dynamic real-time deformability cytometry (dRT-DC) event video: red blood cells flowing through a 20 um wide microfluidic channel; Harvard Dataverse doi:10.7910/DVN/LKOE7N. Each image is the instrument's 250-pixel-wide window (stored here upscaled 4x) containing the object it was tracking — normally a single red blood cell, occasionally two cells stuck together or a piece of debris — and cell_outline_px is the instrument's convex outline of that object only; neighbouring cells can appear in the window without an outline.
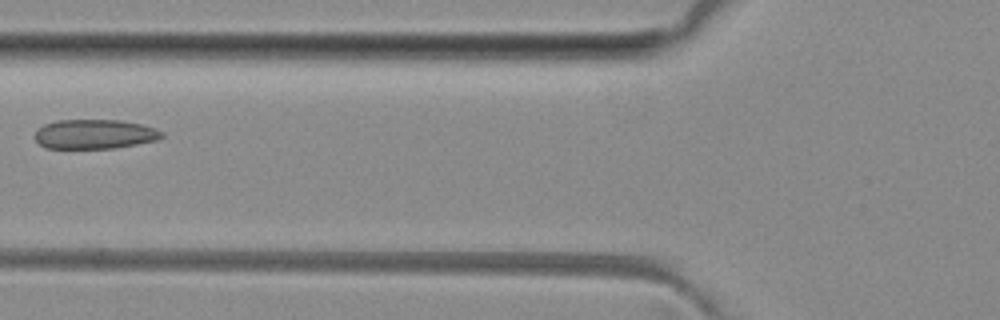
{"species": "common noctule bat (a hibernating species)", "species_latin": "Nyctalus noctula", "temperature_condition": "room temperature", "stored_images_in_passage": 2, "camera_frame_rate_fps": 3000, "um_per_image_px": 0.085, "animal": {"sex": "female", "body_mass_g": 29.2, "forearm_length_mm": 56.3}, "frame": {"image": 1, "passage_image": 2, "time_ms": 1.0, "image_size_px": [1000, 320], "cell_outline_px": [[164, 136], [156, 140], [116, 148], [44, 148], [32, 136], [36, 128], [44, 124], [56, 120], [120, 120], [140, 124], [156, 128], [164, 132]], "centroid_in_image_um": [8.0, 11.4], "position_along_channel_um": 117.8, "area_um2": 22.02}}